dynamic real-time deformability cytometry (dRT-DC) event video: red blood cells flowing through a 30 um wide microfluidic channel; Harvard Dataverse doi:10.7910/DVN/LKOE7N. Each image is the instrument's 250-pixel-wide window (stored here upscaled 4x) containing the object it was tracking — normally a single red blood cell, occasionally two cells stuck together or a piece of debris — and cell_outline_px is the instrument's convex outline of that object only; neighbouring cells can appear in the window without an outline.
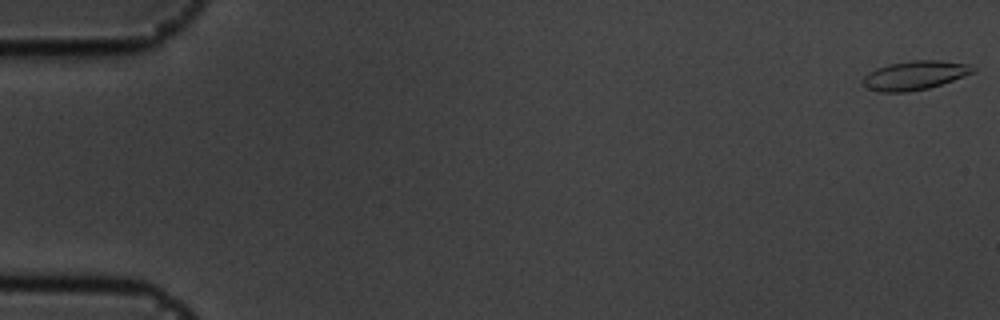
{"species": "common noctule bat (a hibernating species)", "species_latin": "Nyctalus noctula", "temperature_condition": "cold", "stored_images_in_passage": 15, "camera_frame_rate_fps": 3000, "um_per_image_px": 0.085, "animal": {"sex": "male", "body_mass_g": 19.5, "forearm_length_mm": 54.6}, "frame": {"image": 1, "passage_image": 1, "time_ms": 0.0, "image_size_px": [1000, 320], "cell_outline_px": [[976, 72], [928, 88], [908, 92], [876, 92], [868, 88], [860, 80], [868, 72], [876, 68], [888, 64], [912, 60], [940, 60], [968, 64], [976, 68]], "centroid_in_image_um": [77.73, 6.4], "position_along_channel_um": 7.3, "area_um2": 18.67}}